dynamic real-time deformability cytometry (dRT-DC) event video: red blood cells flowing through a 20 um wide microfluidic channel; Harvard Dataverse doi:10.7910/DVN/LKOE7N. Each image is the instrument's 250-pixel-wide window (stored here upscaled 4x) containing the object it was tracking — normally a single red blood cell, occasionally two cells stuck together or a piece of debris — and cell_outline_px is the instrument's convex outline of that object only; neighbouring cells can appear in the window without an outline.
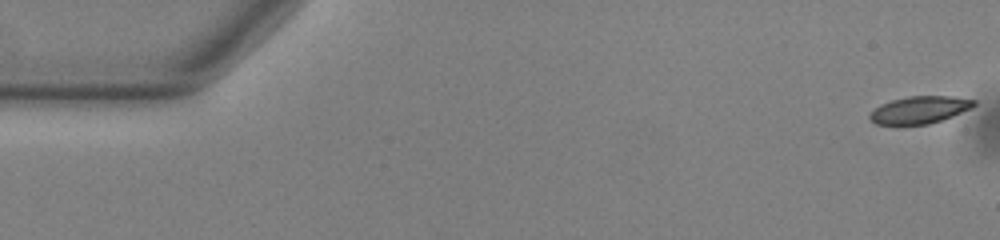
{"species": "common noctule bat (a hibernating species)", "species_latin": "Nyctalus noctula", "temperature_condition": "warm", "stored_images_in_passage": 53, "camera_frame_rate_fps": 3000, "um_per_image_px": 0.085, "animal": {"sex": "male", "body_mass_g": 13.0, "forearm_length_mm": 53.1}, "frame": {"image": 1, "passage_image": 1, "time_ms": 0.0, "image_size_px": [1000, 240], "cell_outline_px": [[976, 104], [972, 108], [952, 116], [928, 124], [876, 124], [868, 116], [880, 104], [892, 100], [908, 96], [952, 96], [976, 100]], "centroid_in_image_um": [78.2, 9.32], "position_along_channel_um": 6.8, "area_um2": 16.36}}
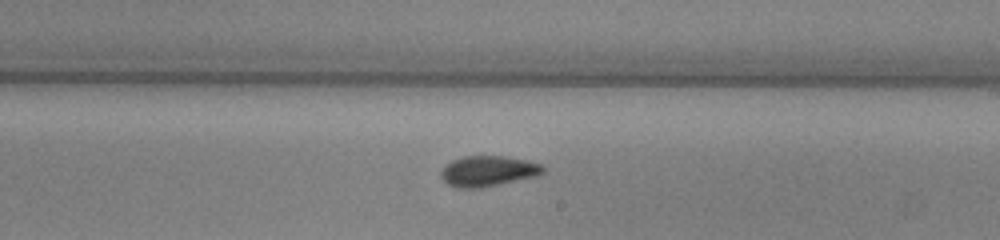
{"frame": {"image": 2, "passage_image": 31, "time_ms": 10.0, "image_size_px": [1000, 240], "cell_outline_px": [[544, 172], [536, 176], [500, 184], [480, 188], [456, 188], [448, 184], [440, 176], [440, 172], [452, 160], [464, 156], [504, 156], [524, 160], [540, 164], [544, 168]], "centroid_in_image_um": [41.46, 14.55], "position_along_channel_um": 247.5, "area_um2": 17.98}}
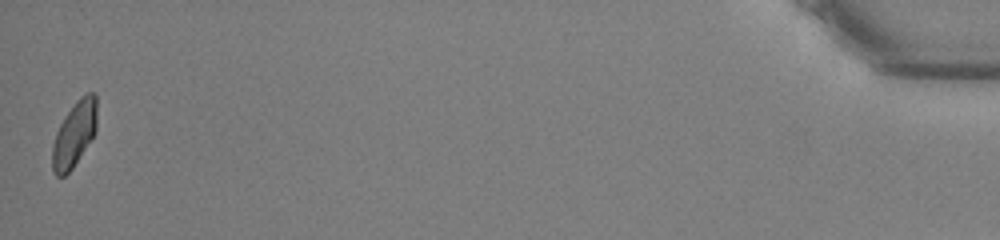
{"frame": {"image": 3, "passage_image": 53, "time_ms": 17.333, "image_size_px": [1000, 240], "cell_outline_px": [[96, 132], [72, 168], [64, 176], [56, 176], [52, 172], [52, 144], [56, 132], [64, 116], [76, 100], [80, 96], [88, 92], [92, 92], [96, 96]], "centroid_in_image_um": [6.3, 11.39], "position_along_channel_um": 428.9, "area_um2": 16.99}, "authors_computed_cell_mechanics": {"area_um2": 17.7446, "velocity_mm_per_s": 3.8509, "shape_relaxation_time_tau1_ms": 4.4674, "shape_relaxation_time_tau2_ms": 1.7011, "deformation_change_tau1": 0.135, "deformation_change_tau2": 0.0598}}